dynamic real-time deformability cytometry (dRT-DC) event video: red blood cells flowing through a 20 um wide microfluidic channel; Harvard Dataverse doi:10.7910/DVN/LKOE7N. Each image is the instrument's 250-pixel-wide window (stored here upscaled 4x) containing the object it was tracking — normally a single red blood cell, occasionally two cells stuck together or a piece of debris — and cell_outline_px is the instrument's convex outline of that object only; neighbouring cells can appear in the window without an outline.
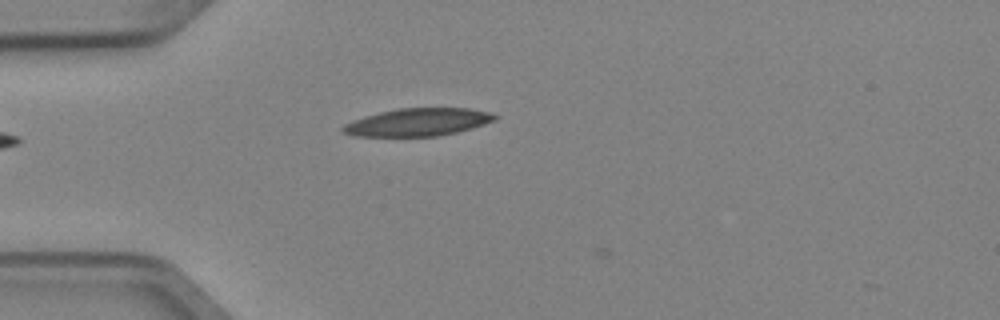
{"species": "Egyptian fruit bat (a non-hibernating species)", "species_latin": "Rousettus aegyptiacus", "temperature_condition": "cold", "stored_images_in_passage": 3, "camera_frame_rate_fps": 3000, "um_per_image_px": 0.085, "animal": {"sex": "female"}, "frame": {"image": 1, "passage_image": 2, "time_ms": 0.333, "image_size_px": [1000, 320], "cell_outline_px": [[500, 116], [496, 120], [472, 128], [456, 132], [436, 136], [356, 136], [344, 132], [340, 128], [344, 124], [352, 120], [364, 116], [396, 108], [468, 108], [488, 112]], "centroid_in_image_um": [35.52, 10.38], "position_along_channel_um": 49.5, "area_um2": 24.51}}